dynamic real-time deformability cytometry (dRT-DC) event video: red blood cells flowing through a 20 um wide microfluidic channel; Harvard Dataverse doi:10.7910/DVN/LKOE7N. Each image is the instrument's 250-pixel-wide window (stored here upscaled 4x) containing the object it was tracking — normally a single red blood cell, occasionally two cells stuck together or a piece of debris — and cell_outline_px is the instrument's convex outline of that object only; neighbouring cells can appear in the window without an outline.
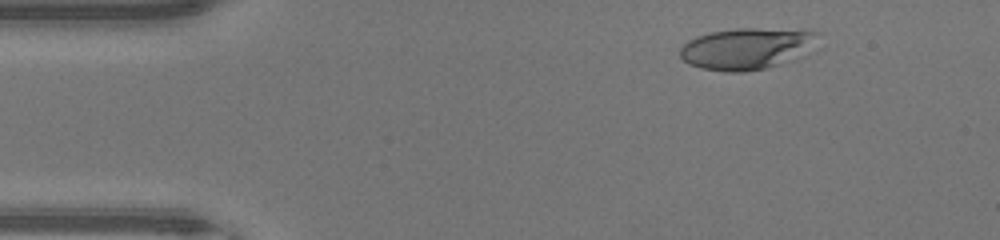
{"species": "human", "species_latin": "Homo sapiens", "temperature_condition": "warm", "stored_images_in_passage": 47, "camera_frame_rate_fps": 3000, "um_per_image_px": 0.085, "donor": {"sex": "male"}, "frame": {"image": 1, "passage_image": 6, "time_ms": 1.667, "image_size_px": [1000, 240], "cell_outline_px": [[820, 32], [804, 56], [796, 60], [764, 68], [744, 72], [724, 72], [700, 68], [688, 64], [680, 56], [680, 48], [688, 40], [696, 36], [712, 32], [736, 28], [752, 28]], "centroid_in_image_um": [63.43, 4.15], "position_along_channel_um": 21.6, "area_um2": 33.23}}
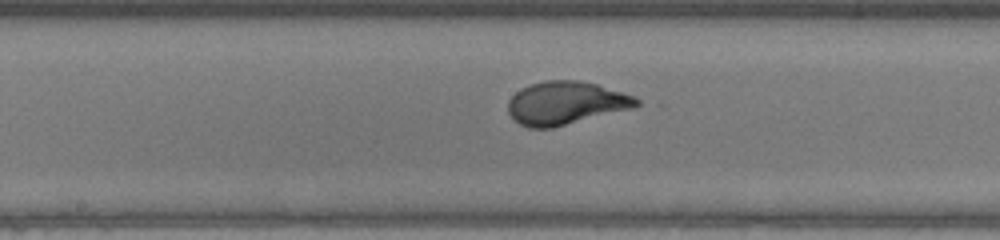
{"frame": {"image": 2, "passage_image": 24, "time_ms": 7.667, "image_size_px": [1000, 240], "cell_outline_px": [[644, 104], [636, 108], [552, 128], [528, 128], [520, 124], [508, 112], [508, 100], [520, 88], [544, 80], [576, 80], [596, 84], [632, 96], [640, 100]], "centroid_in_image_um": [48.11, 8.77], "position_along_channel_um": 200.1, "area_um2": 32.37}}
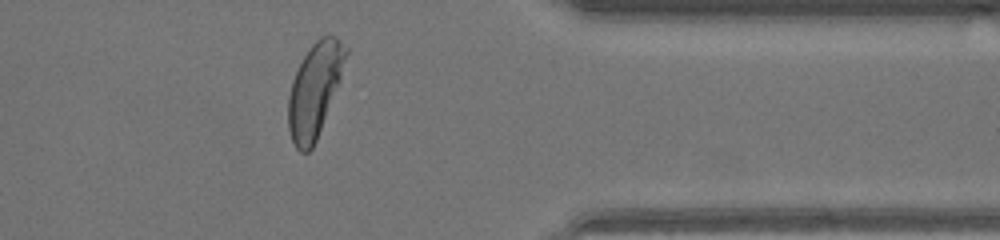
{"frame": {"image": 3, "passage_image": 38, "time_ms": 12.333, "image_size_px": [1000, 240], "cell_outline_px": [[348, 52], [340, 80], [316, 140], [312, 148], [308, 152], [300, 152], [296, 148], [292, 140], [288, 128], [288, 96], [292, 80], [308, 48], [320, 36], [336, 36], [348, 48]], "centroid_in_image_um": [26.74, 7.63], "position_along_channel_um": 384.7, "area_um2": 31.15}, "authors_computed_cell_mechanics": {"area_um2": 31.9634, "velocity_mm_per_s": 4.328, "shape_relaxation_time_tau1_ms": 3.0777, "shape_relaxation_time_tau2_ms": null, "deformation_change_tau1": 0.2453, "deformation_change_tau2": null}}